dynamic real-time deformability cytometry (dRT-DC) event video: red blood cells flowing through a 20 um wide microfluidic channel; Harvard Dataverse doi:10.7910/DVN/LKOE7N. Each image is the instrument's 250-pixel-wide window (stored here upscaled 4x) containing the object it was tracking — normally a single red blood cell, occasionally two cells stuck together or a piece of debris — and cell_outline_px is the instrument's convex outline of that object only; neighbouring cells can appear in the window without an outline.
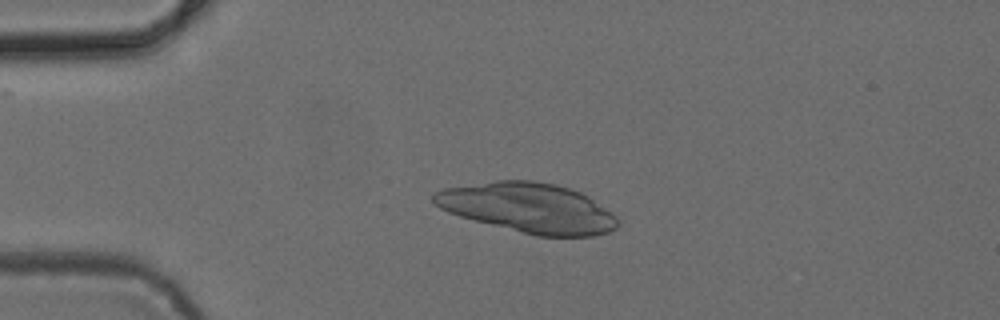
{"species": "common noctule bat (a hibernating species)", "species_latin": "Nyctalus noctula", "temperature_condition": "cold", "stored_images_in_passage": 15, "segment_of_instrument_passage": [2, 2], "camera_frame_rate_fps": 3000, "um_per_image_px": 0.085, "animal": {"sex": "female", "body_mass_g": 24.6, "forearm_length_mm": 56.2}, "frame": {"image": 1, "passage_image": 12, "time_ms": 3.667, "image_size_px": [1000, 320], "cell_outline_px": [[612, 228], [604, 232], [584, 236], [544, 236], [464, 216], [452, 212], [444, 208], [440, 204], [596, 208], [604, 212]], "centroid_in_image_um": [45.82, 18.59], "position_along_channel_um": 39.2, "area_um2": 25.55}}